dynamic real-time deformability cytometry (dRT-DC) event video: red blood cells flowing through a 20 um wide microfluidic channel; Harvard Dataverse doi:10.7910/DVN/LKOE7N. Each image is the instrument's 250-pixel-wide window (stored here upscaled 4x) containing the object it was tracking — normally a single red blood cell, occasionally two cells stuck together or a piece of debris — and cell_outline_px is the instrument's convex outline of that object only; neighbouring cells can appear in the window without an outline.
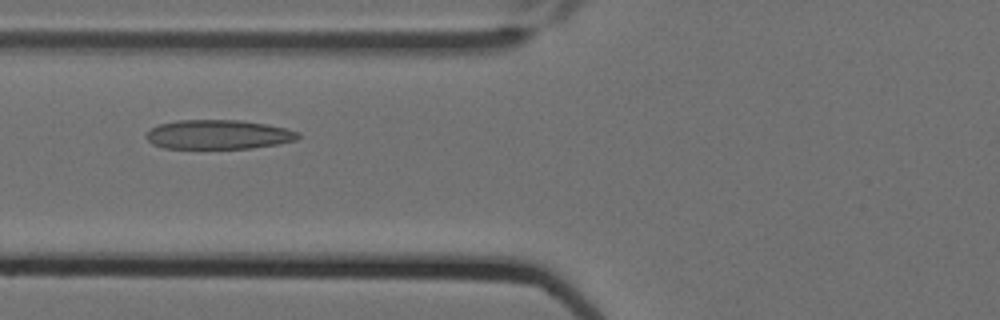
{"species": "Egyptian fruit bat (a non-hibernating species)", "species_latin": "Rousettus aegyptiacus", "temperature_condition": "cold", "stored_images_in_passage": 11, "camera_frame_rate_fps": 3000, "um_per_image_px": 0.085, "animal": {"sex": "female"}, "frame": {"image": 1, "passage_image": 3, "time_ms": 0.667, "image_size_px": [1000, 320], "cell_outline_px": [[300, 136], [296, 140], [276, 144], [252, 148], [164, 148], [152, 144], [144, 136], [152, 128], [160, 124], [176, 120], [240, 120], [264, 124], [284, 128], [300, 132]], "centroid_in_image_um": [18.54, 11.43], "position_along_channel_um": 107.3, "area_um2": 25.78}}
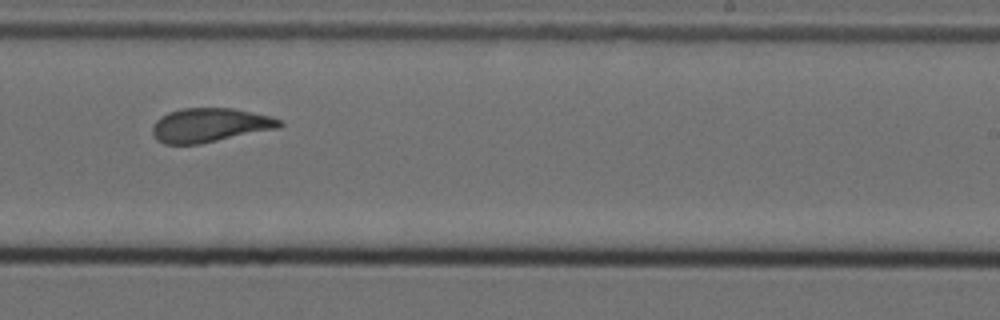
{"frame": {"image": 2, "passage_image": 7, "time_ms": 2.0, "image_size_px": [1000, 320], "cell_outline_px": [[284, 124], [280, 128], [200, 144], [164, 144], [156, 140], [152, 132], [152, 128], [156, 120], [160, 116], [168, 112], [184, 108], [232, 108], [268, 116], [280, 120]], "centroid_in_image_um": [17.81, 10.64], "position_along_channel_um": 271.2, "area_um2": 25.2}}
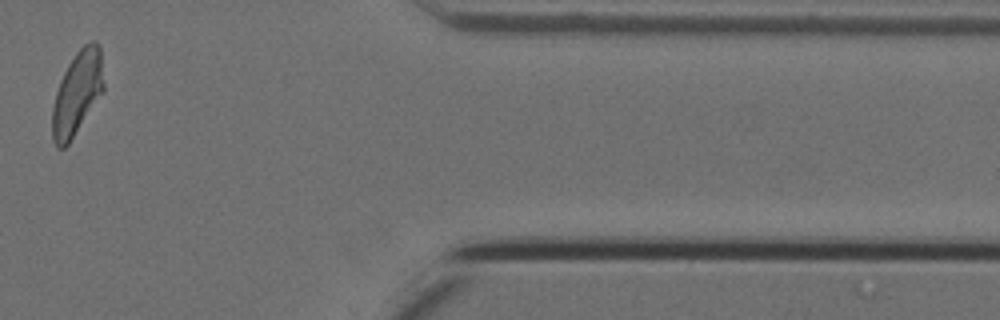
{"frame": {"image": 3, "passage_image": 10, "time_ms": 3.0, "image_size_px": [1000, 320], "cell_outline_px": [[104, 92], [68, 144], [64, 148], [56, 148], [52, 140], [52, 108], [56, 92], [60, 80], [68, 64], [76, 52], [84, 44], [92, 40], [96, 40], [100, 48], [104, 84]], "centroid_in_image_um": [6.56, 7.92], "position_along_channel_um": 404.8, "area_um2": 25.2}}